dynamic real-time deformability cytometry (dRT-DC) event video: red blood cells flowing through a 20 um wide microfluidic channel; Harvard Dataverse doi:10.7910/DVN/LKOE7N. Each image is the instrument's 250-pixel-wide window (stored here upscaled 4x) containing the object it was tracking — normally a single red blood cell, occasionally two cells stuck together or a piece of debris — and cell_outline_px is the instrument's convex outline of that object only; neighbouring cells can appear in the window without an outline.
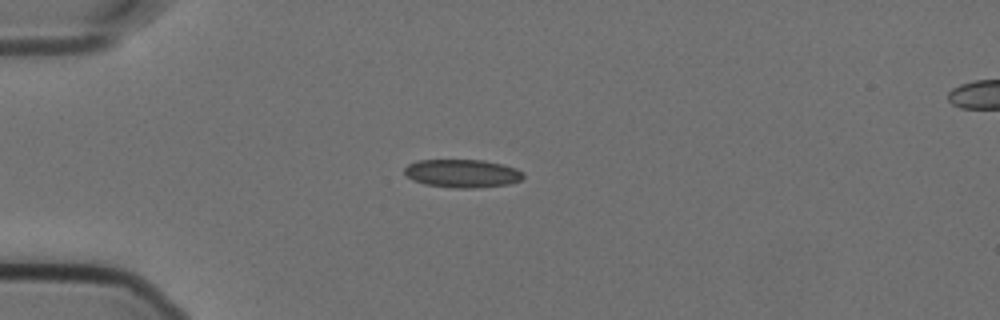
{"species": "Egyptian fruit bat (a non-hibernating species)", "species_latin": "Rousettus aegyptiacus", "temperature_condition": "cold", "stored_images_in_passage": 43, "camera_frame_rate_fps": 3000, "um_per_image_px": 0.085, "animal": {"sex": "female"}, "frame": {"image": 1, "passage_image": 1, "time_ms": 0.0, "image_size_px": [1000, 320], "cell_outline_px": [[524, 176], [520, 180], [508, 184], [476, 188], [456, 188], [424, 184], [412, 180], [404, 172], [404, 168], [408, 164], [416, 160], [484, 160], [504, 164], [516, 168], [524, 172]], "centroid_in_image_um": [39.3, 14.73], "position_along_channel_um": 45.7, "area_um2": 19.65}}
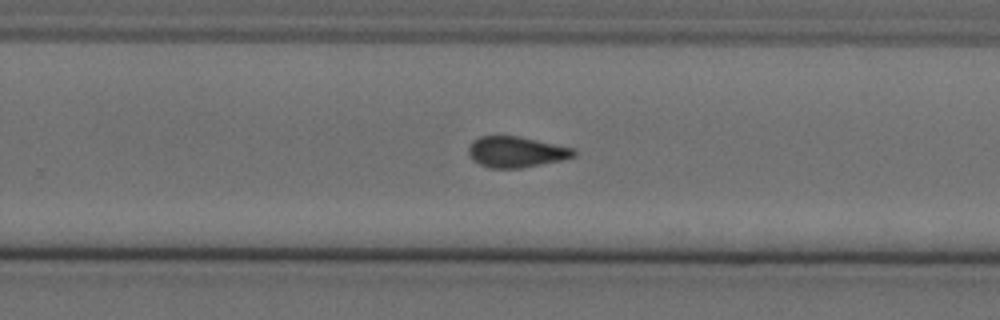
{"frame": {"image": 2, "passage_image": 23, "time_ms": 7.333, "image_size_px": [1000, 320], "cell_outline_px": [[576, 156], [560, 160], [520, 168], [488, 168], [472, 160], [468, 156], [468, 148], [472, 140], [480, 136], [516, 136], [576, 148]], "centroid_in_image_um": [43.84, 12.91], "position_along_channel_um": 286.0, "area_um2": 18.96}}
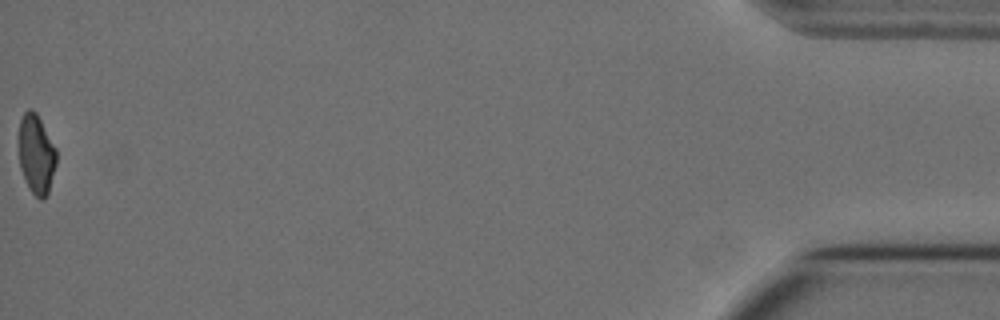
{"frame": {"image": 3, "passage_image": 43, "time_ms": 14.0, "image_size_px": [1000, 320], "cell_outline_px": [[56, 164], [48, 192], [44, 200], [40, 200], [28, 188], [20, 168], [20, 120], [24, 112], [28, 108], [32, 108], [36, 112], [56, 148]], "centroid_in_image_um": [3.09, 13.12], "position_along_channel_um": 432.1, "area_um2": 17.22}, "authors_computed_cell_mechanics": {"area_um2": 18.9584, "velocity_mm_per_s": 3.5819, "shape_relaxation_time_tau1_ms": 8.5414, "shape_relaxation_time_tau2_ms": 1.8283, "deformation_change_tau1": 0.1636, "deformation_change_tau2": 0.0836}}